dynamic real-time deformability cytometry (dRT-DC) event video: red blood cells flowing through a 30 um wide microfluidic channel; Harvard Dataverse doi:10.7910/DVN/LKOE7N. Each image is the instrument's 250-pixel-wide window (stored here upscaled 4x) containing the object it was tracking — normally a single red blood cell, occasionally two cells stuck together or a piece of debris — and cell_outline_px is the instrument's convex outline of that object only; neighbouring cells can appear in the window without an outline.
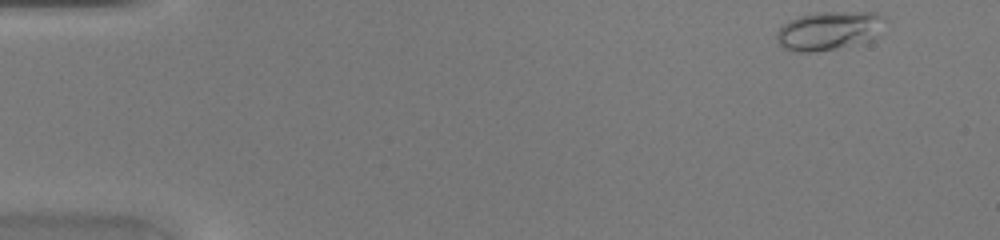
{"species": "common noctule bat (a hibernating species)", "species_latin": "Nyctalus noctula", "temperature_condition": "warm", "stored_images_in_passage": 44, "camera_frame_rate_fps": 3000, "um_per_image_px": 0.085, "animal": {"sex": "female", "body_mass_g": 20.0, "forearm_length_mm": 54.0}, "frame": {"image": 1, "passage_image": 1, "time_ms": 0.0, "image_size_px": [1000, 240], "cell_outline_px": [[888, 20], [876, 40], [836, 48], [812, 52], [792, 52], [784, 48], [776, 40], [776, 32], [788, 20], [800, 16], [816, 12], [876, 12], [884, 16]], "centroid_in_image_um": [70.53, 2.6], "position_along_channel_um": 14.5, "area_um2": 24.97}}
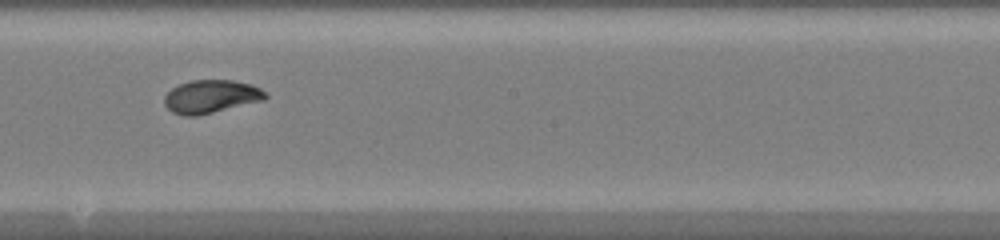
{"frame": {"image": 2, "passage_image": 24, "time_ms": 7.667, "image_size_px": [1000, 240], "cell_outline_px": [[268, 96], [264, 100], [196, 116], [184, 116], [172, 112], [164, 104], [164, 96], [172, 88], [180, 84], [192, 80], [232, 80], [252, 84], [260, 88]], "centroid_in_image_um": [17.93, 8.2], "position_along_channel_um": 230.3, "area_um2": 19.42}}
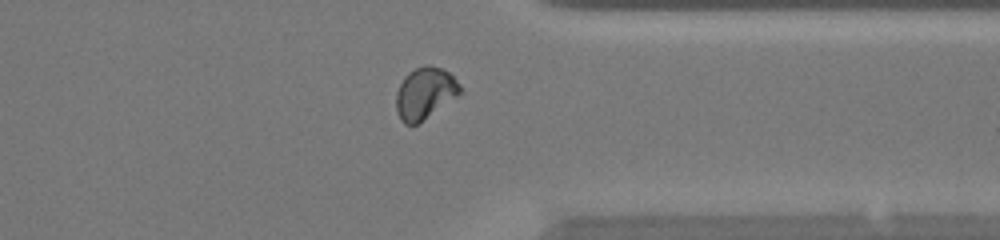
{"frame": {"image": 3, "passage_image": 34, "time_ms": 11.0, "image_size_px": [1000, 240], "cell_outline_px": [[464, 92], [416, 124], [404, 124], [400, 120], [396, 112], [396, 92], [404, 76], [408, 72], [416, 68], [428, 64], [444, 68], [460, 84]], "centroid_in_image_um": [36.12, 7.9], "position_along_channel_um": 375.3, "area_um2": 19.36}}